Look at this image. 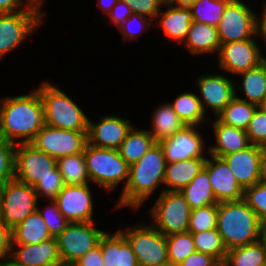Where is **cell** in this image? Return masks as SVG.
<instances>
[{"label":"cell","instance_id":"f1b7e54d","mask_svg":"<svg viewBox=\"0 0 266 266\" xmlns=\"http://www.w3.org/2000/svg\"><path fill=\"white\" fill-rule=\"evenodd\" d=\"M155 143L149 130H136L131 127L118 151L125 162L131 166L140 160Z\"/></svg>","mask_w":266,"mask_h":266},{"label":"cell","instance_id":"52a82bcc","mask_svg":"<svg viewBox=\"0 0 266 266\" xmlns=\"http://www.w3.org/2000/svg\"><path fill=\"white\" fill-rule=\"evenodd\" d=\"M38 201L33 186L13 179L0 188V219L12 230L37 210Z\"/></svg>","mask_w":266,"mask_h":266},{"label":"cell","instance_id":"60d3db41","mask_svg":"<svg viewBox=\"0 0 266 266\" xmlns=\"http://www.w3.org/2000/svg\"><path fill=\"white\" fill-rule=\"evenodd\" d=\"M16 145L0 138V188L14 179Z\"/></svg>","mask_w":266,"mask_h":266},{"label":"cell","instance_id":"e0dca14e","mask_svg":"<svg viewBox=\"0 0 266 266\" xmlns=\"http://www.w3.org/2000/svg\"><path fill=\"white\" fill-rule=\"evenodd\" d=\"M131 127L129 120L111 114L95 123L88 119L87 143L98 148L118 150Z\"/></svg>","mask_w":266,"mask_h":266},{"label":"cell","instance_id":"cb8c5ba5","mask_svg":"<svg viewBox=\"0 0 266 266\" xmlns=\"http://www.w3.org/2000/svg\"><path fill=\"white\" fill-rule=\"evenodd\" d=\"M164 5L168 8L163 12L160 10L157 14V18L161 17L159 24L164 34L174 41L184 43L193 21L191 9L189 7H176L167 1Z\"/></svg>","mask_w":266,"mask_h":266},{"label":"cell","instance_id":"f35d334b","mask_svg":"<svg viewBox=\"0 0 266 266\" xmlns=\"http://www.w3.org/2000/svg\"><path fill=\"white\" fill-rule=\"evenodd\" d=\"M218 204H211L190 211L188 232L200 233L217 227Z\"/></svg>","mask_w":266,"mask_h":266},{"label":"cell","instance_id":"9c48e42d","mask_svg":"<svg viewBox=\"0 0 266 266\" xmlns=\"http://www.w3.org/2000/svg\"><path fill=\"white\" fill-rule=\"evenodd\" d=\"M119 231L129 242L139 266H155L169 261L166 236L153 225L141 223Z\"/></svg>","mask_w":266,"mask_h":266},{"label":"cell","instance_id":"9a60e30c","mask_svg":"<svg viewBox=\"0 0 266 266\" xmlns=\"http://www.w3.org/2000/svg\"><path fill=\"white\" fill-rule=\"evenodd\" d=\"M54 201L61 214L71 222H92L93 201L89 184L64 185Z\"/></svg>","mask_w":266,"mask_h":266},{"label":"cell","instance_id":"4fadbf2b","mask_svg":"<svg viewBox=\"0 0 266 266\" xmlns=\"http://www.w3.org/2000/svg\"><path fill=\"white\" fill-rule=\"evenodd\" d=\"M86 143L87 132L58 129L46 124L31 142L55 159L83 152Z\"/></svg>","mask_w":266,"mask_h":266},{"label":"cell","instance_id":"5b68a950","mask_svg":"<svg viewBox=\"0 0 266 266\" xmlns=\"http://www.w3.org/2000/svg\"><path fill=\"white\" fill-rule=\"evenodd\" d=\"M85 163L90 182L93 181L105 190H114L119 183L129 178V165L120 156L118 150L98 148L86 143Z\"/></svg>","mask_w":266,"mask_h":266},{"label":"cell","instance_id":"c3c4849f","mask_svg":"<svg viewBox=\"0 0 266 266\" xmlns=\"http://www.w3.org/2000/svg\"><path fill=\"white\" fill-rule=\"evenodd\" d=\"M73 266H104L101 252V238L99 244L78 259Z\"/></svg>","mask_w":266,"mask_h":266},{"label":"cell","instance_id":"7a4b0ae2","mask_svg":"<svg viewBox=\"0 0 266 266\" xmlns=\"http://www.w3.org/2000/svg\"><path fill=\"white\" fill-rule=\"evenodd\" d=\"M166 164L163 149L156 142L140 160L129 166V178L116 207L138 209L159 184H164Z\"/></svg>","mask_w":266,"mask_h":266},{"label":"cell","instance_id":"3957f363","mask_svg":"<svg viewBox=\"0 0 266 266\" xmlns=\"http://www.w3.org/2000/svg\"><path fill=\"white\" fill-rule=\"evenodd\" d=\"M259 222L243 199L218 203L216 228L226 250L258 242Z\"/></svg>","mask_w":266,"mask_h":266},{"label":"cell","instance_id":"f546056e","mask_svg":"<svg viewBox=\"0 0 266 266\" xmlns=\"http://www.w3.org/2000/svg\"><path fill=\"white\" fill-rule=\"evenodd\" d=\"M152 117V129L149 133L152 135L156 142L160 140L173 136L176 132L182 130L186 124L178 117V115L173 111L170 102L167 104H161L153 112Z\"/></svg>","mask_w":266,"mask_h":266},{"label":"cell","instance_id":"f5cc1de1","mask_svg":"<svg viewBox=\"0 0 266 266\" xmlns=\"http://www.w3.org/2000/svg\"><path fill=\"white\" fill-rule=\"evenodd\" d=\"M264 11L262 12V16L256 17V35L263 38V41L266 42V2L264 5Z\"/></svg>","mask_w":266,"mask_h":266},{"label":"cell","instance_id":"bcb514c9","mask_svg":"<svg viewBox=\"0 0 266 266\" xmlns=\"http://www.w3.org/2000/svg\"><path fill=\"white\" fill-rule=\"evenodd\" d=\"M128 3L131 7L132 13H137L141 16L153 19L162 10V5L167 0H122Z\"/></svg>","mask_w":266,"mask_h":266},{"label":"cell","instance_id":"4dcf8cb0","mask_svg":"<svg viewBox=\"0 0 266 266\" xmlns=\"http://www.w3.org/2000/svg\"><path fill=\"white\" fill-rule=\"evenodd\" d=\"M238 75L242 77V92L246 102L259 106L266 96V58L256 67Z\"/></svg>","mask_w":266,"mask_h":266},{"label":"cell","instance_id":"ab89813d","mask_svg":"<svg viewBox=\"0 0 266 266\" xmlns=\"http://www.w3.org/2000/svg\"><path fill=\"white\" fill-rule=\"evenodd\" d=\"M243 200L256 213L259 220L266 219V183L259 181L247 187L243 192Z\"/></svg>","mask_w":266,"mask_h":266},{"label":"cell","instance_id":"5bb4252c","mask_svg":"<svg viewBox=\"0 0 266 266\" xmlns=\"http://www.w3.org/2000/svg\"><path fill=\"white\" fill-rule=\"evenodd\" d=\"M261 52L254 38L221 44L219 68L238 75L261 63L265 59Z\"/></svg>","mask_w":266,"mask_h":266},{"label":"cell","instance_id":"6f0895ef","mask_svg":"<svg viewBox=\"0 0 266 266\" xmlns=\"http://www.w3.org/2000/svg\"><path fill=\"white\" fill-rule=\"evenodd\" d=\"M197 0H167L170 4L176 7H190Z\"/></svg>","mask_w":266,"mask_h":266},{"label":"cell","instance_id":"db71d44e","mask_svg":"<svg viewBox=\"0 0 266 266\" xmlns=\"http://www.w3.org/2000/svg\"><path fill=\"white\" fill-rule=\"evenodd\" d=\"M258 242L266 250V219L259 222Z\"/></svg>","mask_w":266,"mask_h":266},{"label":"cell","instance_id":"8fae6325","mask_svg":"<svg viewBox=\"0 0 266 266\" xmlns=\"http://www.w3.org/2000/svg\"><path fill=\"white\" fill-rule=\"evenodd\" d=\"M57 159L37 149L31 143L16 144L14 179L35 186L48 175H54Z\"/></svg>","mask_w":266,"mask_h":266},{"label":"cell","instance_id":"83f0119b","mask_svg":"<svg viewBox=\"0 0 266 266\" xmlns=\"http://www.w3.org/2000/svg\"><path fill=\"white\" fill-rule=\"evenodd\" d=\"M180 192L184 195L191 210L218 204L212 191L208 171L204 167Z\"/></svg>","mask_w":266,"mask_h":266},{"label":"cell","instance_id":"d6986e66","mask_svg":"<svg viewBox=\"0 0 266 266\" xmlns=\"http://www.w3.org/2000/svg\"><path fill=\"white\" fill-rule=\"evenodd\" d=\"M232 81L221 74L198 77L197 86L203 99L198 97L205 113L211 107L216 117L235 97L236 87Z\"/></svg>","mask_w":266,"mask_h":266},{"label":"cell","instance_id":"681fc988","mask_svg":"<svg viewBox=\"0 0 266 266\" xmlns=\"http://www.w3.org/2000/svg\"><path fill=\"white\" fill-rule=\"evenodd\" d=\"M131 14L132 10L128 3L118 0L108 16H110L112 23L118 28Z\"/></svg>","mask_w":266,"mask_h":266},{"label":"cell","instance_id":"f6af8a7d","mask_svg":"<svg viewBox=\"0 0 266 266\" xmlns=\"http://www.w3.org/2000/svg\"><path fill=\"white\" fill-rule=\"evenodd\" d=\"M133 21L138 22V26L140 28H138V30H134V28L136 29L137 26L134 24H137L136 22L133 23ZM153 20L141 16L137 13H132L119 27V31L122 33L123 36V41L130 39H137L138 36H136L138 33L139 35H141V33L143 32V30L147 27V26H151ZM133 23V24H132ZM149 23V24H148ZM130 24H132L131 26H136V27H131ZM148 24V25H147ZM134 36V37H133ZM133 37V38H132ZM128 38V39H127Z\"/></svg>","mask_w":266,"mask_h":266},{"label":"cell","instance_id":"91938a15","mask_svg":"<svg viewBox=\"0 0 266 266\" xmlns=\"http://www.w3.org/2000/svg\"><path fill=\"white\" fill-rule=\"evenodd\" d=\"M27 1H30L33 4H36V5H39V6L43 7V2L45 0H27Z\"/></svg>","mask_w":266,"mask_h":266},{"label":"cell","instance_id":"e575fe53","mask_svg":"<svg viewBox=\"0 0 266 266\" xmlns=\"http://www.w3.org/2000/svg\"><path fill=\"white\" fill-rule=\"evenodd\" d=\"M222 266H266V250L259 242L229 249Z\"/></svg>","mask_w":266,"mask_h":266},{"label":"cell","instance_id":"1f68e13d","mask_svg":"<svg viewBox=\"0 0 266 266\" xmlns=\"http://www.w3.org/2000/svg\"><path fill=\"white\" fill-rule=\"evenodd\" d=\"M173 111L186 126H198L205 123L206 113L203 110L201 101L195 93H182L170 103Z\"/></svg>","mask_w":266,"mask_h":266},{"label":"cell","instance_id":"11a10c76","mask_svg":"<svg viewBox=\"0 0 266 266\" xmlns=\"http://www.w3.org/2000/svg\"><path fill=\"white\" fill-rule=\"evenodd\" d=\"M260 181L266 183V147H262V155L260 160Z\"/></svg>","mask_w":266,"mask_h":266},{"label":"cell","instance_id":"7dc6e473","mask_svg":"<svg viewBox=\"0 0 266 266\" xmlns=\"http://www.w3.org/2000/svg\"><path fill=\"white\" fill-rule=\"evenodd\" d=\"M179 266H222L211 255L200 253L198 251L193 252Z\"/></svg>","mask_w":266,"mask_h":266},{"label":"cell","instance_id":"8d00e7d4","mask_svg":"<svg viewBox=\"0 0 266 266\" xmlns=\"http://www.w3.org/2000/svg\"><path fill=\"white\" fill-rule=\"evenodd\" d=\"M196 251L214 257L221 265L226 257V248L216 229H210L200 233H191Z\"/></svg>","mask_w":266,"mask_h":266},{"label":"cell","instance_id":"4316f807","mask_svg":"<svg viewBox=\"0 0 266 266\" xmlns=\"http://www.w3.org/2000/svg\"><path fill=\"white\" fill-rule=\"evenodd\" d=\"M50 238L49 229L37 210L12 229V244H39Z\"/></svg>","mask_w":266,"mask_h":266},{"label":"cell","instance_id":"7402d4cb","mask_svg":"<svg viewBox=\"0 0 266 266\" xmlns=\"http://www.w3.org/2000/svg\"><path fill=\"white\" fill-rule=\"evenodd\" d=\"M101 252L104 266H139L129 242L119 230L101 236Z\"/></svg>","mask_w":266,"mask_h":266},{"label":"cell","instance_id":"d590c367","mask_svg":"<svg viewBox=\"0 0 266 266\" xmlns=\"http://www.w3.org/2000/svg\"><path fill=\"white\" fill-rule=\"evenodd\" d=\"M231 0H197L189 8L192 20L217 27L227 4Z\"/></svg>","mask_w":266,"mask_h":266},{"label":"cell","instance_id":"9f6ffc18","mask_svg":"<svg viewBox=\"0 0 266 266\" xmlns=\"http://www.w3.org/2000/svg\"><path fill=\"white\" fill-rule=\"evenodd\" d=\"M118 2V0H99L98 5L104 13L107 15L110 13L112 7Z\"/></svg>","mask_w":266,"mask_h":266},{"label":"cell","instance_id":"277c9868","mask_svg":"<svg viewBox=\"0 0 266 266\" xmlns=\"http://www.w3.org/2000/svg\"><path fill=\"white\" fill-rule=\"evenodd\" d=\"M44 107L45 124L58 129L88 132V117L83 110L53 84L43 82L37 88Z\"/></svg>","mask_w":266,"mask_h":266},{"label":"cell","instance_id":"ee69618b","mask_svg":"<svg viewBox=\"0 0 266 266\" xmlns=\"http://www.w3.org/2000/svg\"><path fill=\"white\" fill-rule=\"evenodd\" d=\"M64 183L58 167L54 168V175H48L40 179L34 186L37 197L45 196L47 200H54L63 189Z\"/></svg>","mask_w":266,"mask_h":266},{"label":"cell","instance_id":"ffe728a7","mask_svg":"<svg viewBox=\"0 0 266 266\" xmlns=\"http://www.w3.org/2000/svg\"><path fill=\"white\" fill-rule=\"evenodd\" d=\"M261 155L262 147L251 144L246 149L221 158L228 165L238 184L245 189L260 181Z\"/></svg>","mask_w":266,"mask_h":266},{"label":"cell","instance_id":"680465c9","mask_svg":"<svg viewBox=\"0 0 266 266\" xmlns=\"http://www.w3.org/2000/svg\"><path fill=\"white\" fill-rule=\"evenodd\" d=\"M0 266H26V265L20 264L15 259H13L11 256H7L3 258V260L2 259L0 260Z\"/></svg>","mask_w":266,"mask_h":266},{"label":"cell","instance_id":"2e32d148","mask_svg":"<svg viewBox=\"0 0 266 266\" xmlns=\"http://www.w3.org/2000/svg\"><path fill=\"white\" fill-rule=\"evenodd\" d=\"M197 127L185 126L173 136L159 141L166 163L185 161L189 158H207L204 157V139L198 133Z\"/></svg>","mask_w":266,"mask_h":266},{"label":"cell","instance_id":"44dd1931","mask_svg":"<svg viewBox=\"0 0 266 266\" xmlns=\"http://www.w3.org/2000/svg\"><path fill=\"white\" fill-rule=\"evenodd\" d=\"M11 251L10 256L26 266H62L55 237L39 244H12Z\"/></svg>","mask_w":266,"mask_h":266},{"label":"cell","instance_id":"6da1fadb","mask_svg":"<svg viewBox=\"0 0 266 266\" xmlns=\"http://www.w3.org/2000/svg\"><path fill=\"white\" fill-rule=\"evenodd\" d=\"M44 125V107L37 89L0 100V138L15 145L31 143Z\"/></svg>","mask_w":266,"mask_h":266},{"label":"cell","instance_id":"7bdbcfd3","mask_svg":"<svg viewBox=\"0 0 266 266\" xmlns=\"http://www.w3.org/2000/svg\"><path fill=\"white\" fill-rule=\"evenodd\" d=\"M246 133L251 144L266 147V112L261 108H256Z\"/></svg>","mask_w":266,"mask_h":266},{"label":"cell","instance_id":"8992f818","mask_svg":"<svg viewBox=\"0 0 266 266\" xmlns=\"http://www.w3.org/2000/svg\"><path fill=\"white\" fill-rule=\"evenodd\" d=\"M190 207L180 191H161L149 212L152 225L165 236L188 232Z\"/></svg>","mask_w":266,"mask_h":266},{"label":"cell","instance_id":"603a6c76","mask_svg":"<svg viewBox=\"0 0 266 266\" xmlns=\"http://www.w3.org/2000/svg\"><path fill=\"white\" fill-rule=\"evenodd\" d=\"M212 123L217 145L209 147V155L221 158L251 145L246 130L225 125L217 118Z\"/></svg>","mask_w":266,"mask_h":266},{"label":"cell","instance_id":"74e56055","mask_svg":"<svg viewBox=\"0 0 266 266\" xmlns=\"http://www.w3.org/2000/svg\"><path fill=\"white\" fill-rule=\"evenodd\" d=\"M168 260L179 266L189 255L196 251L191 232L175 233L166 236Z\"/></svg>","mask_w":266,"mask_h":266},{"label":"cell","instance_id":"484cf974","mask_svg":"<svg viewBox=\"0 0 266 266\" xmlns=\"http://www.w3.org/2000/svg\"><path fill=\"white\" fill-rule=\"evenodd\" d=\"M184 43L194 55L217 53L221 47L217 27L198 21H192Z\"/></svg>","mask_w":266,"mask_h":266},{"label":"cell","instance_id":"d6a6232c","mask_svg":"<svg viewBox=\"0 0 266 266\" xmlns=\"http://www.w3.org/2000/svg\"><path fill=\"white\" fill-rule=\"evenodd\" d=\"M257 107L235 94L216 118L225 125L246 130Z\"/></svg>","mask_w":266,"mask_h":266},{"label":"cell","instance_id":"ba28073f","mask_svg":"<svg viewBox=\"0 0 266 266\" xmlns=\"http://www.w3.org/2000/svg\"><path fill=\"white\" fill-rule=\"evenodd\" d=\"M41 6L31 3L25 10L0 14V59L18 48L43 23Z\"/></svg>","mask_w":266,"mask_h":266},{"label":"cell","instance_id":"f907efd6","mask_svg":"<svg viewBox=\"0 0 266 266\" xmlns=\"http://www.w3.org/2000/svg\"><path fill=\"white\" fill-rule=\"evenodd\" d=\"M12 230L0 219V260L11 255Z\"/></svg>","mask_w":266,"mask_h":266},{"label":"cell","instance_id":"ac0fdd59","mask_svg":"<svg viewBox=\"0 0 266 266\" xmlns=\"http://www.w3.org/2000/svg\"><path fill=\"white\" fill-rule=\"evenodd\" d=\"M206 158L204 168L208 171L213 194L218 203L239 201L243 199L244 189L238 184L226 162L210 155Z\"/></svg>","mask_w":266,"mask_h":266},{"label":"cell","instance_id":"30bf717a","mask_svg":"<svg viewBox=\"0 0 266 266\" xmlns=\"http://www.w3.org/2000/svg\"><path fill=\"white\" fill-rule=\"evenodd\" d=\"M103 230L92 222H71L55 237L62 266L73 265L78 259L99 244Z\"/></svg>","mask_w":266,"mask_h":266},{"label":"cell","instance_id":"7c38bea8","mask_svg":"<svg viewBox=\"0 0 266 266\" xmlns=\"http://www.w3.org/2000/svg\"><path fill=\"white\" fill-rule=\"evenodd\" d=\"M256 13L240 0H231L217 25L220 44L256 37Z\"/></svg>","mask_w":266,"mask_h":266},{"label":"cell","instance_id":"94428289","mask_svg":"<svg viewBox=\"0 0 266 266\" xmlns=\"http://www.w3.org/2000/svg\"><path fill=\"white\" fill-rule=\"evenodd\" d=\"M258 107L266 112V96L263 98V101L261 102V104Z\"/></svg>","mask_w":266,"mask_h":266},{"label":"cell","instance_id":"b9f144b4","mask_svg":"<svg viewBox=\"0 0 266 266\" xmlns=\"http://www.w3.org/2000/svg\"><path fill=\"white\" fill-rule=\"evenodd\" d=\"M50 201V206H47V208L45 207L44 210H40L39 207H37V211L46 223L51 236L56 237L65 230L70 222L61 214L57 203L54 200Z\"/></svg>","mask_w":266,"mask_h":266},{"label":"cell","instance_id":"6125c7cd","mask_svg":"<svg viewBox=\"0 0 266 266\" xmlns=\"http://www.w3.org/2000/svg\"><path fill=\"white\" fill-rule=\"evenodd\" d=\"M155 266H175V265H173L169 261H167V262H164V263H161V264H157Z\"/></svg>","mask_w":266,"mask_h":266},{"label":"cell","instance_id":"836d02e7","mask_svg":"<svg viewBox=\"0 0 266 266\" xmlns=\"http://www.w3.org/2000/svg\"><path fill=\"white\" fill-rule=\"evenodd\" d=\"M56 166L64 185H83L90 182L83 152L58 158Z\"/></svg>","mask_w":266,"mask_h":266},{"label":"cell","instance_id":"816d5d0a","mask_svg":"<svg viewBox=\"0 0 266 266\" xmlns=\"http://www.w3.org/2000/svg\"><path fill=\"white\" fill-rule=\"evenodd\" d=\"M30 4V1L24 2V0H0V14H11L20 12L25 10V8H27ZM21 7L22 9H20Z\"/></svg>","mask_w":266,"mask_h":266},{"label":"cell","instance_id":"d4e9b609","mask_svg":"<svg viewBox=\"0 0 266 266\" xmlns=\"http://www.w3.org/2000/svg\"><path fill=\"white\" fill-rule=\"evenodd\" d=\"M206 158H189L166 164L163 191H181L204 167ZM170 186V187H168Z\"/></svg>","mask_w":266,"mask_h":266}]
</instances>
